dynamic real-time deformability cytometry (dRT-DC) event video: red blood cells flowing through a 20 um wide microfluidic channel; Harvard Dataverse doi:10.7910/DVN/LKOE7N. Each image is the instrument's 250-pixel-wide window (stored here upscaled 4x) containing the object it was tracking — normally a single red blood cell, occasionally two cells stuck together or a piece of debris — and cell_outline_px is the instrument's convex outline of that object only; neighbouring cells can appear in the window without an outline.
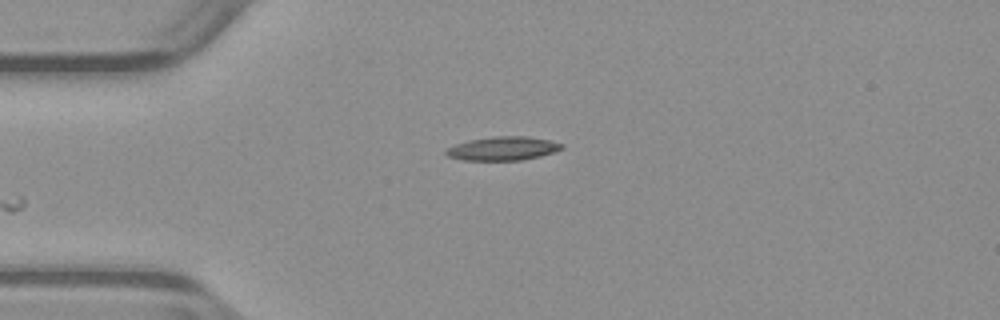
{"species": "common noctule bat (a hibernating species)", "species_latin": "Nyctalus noctula", "temperature_condition": "warm", "stored_images_in_passage": 28, "camera_frame_rate_fps": 3000, "um_per_image_px": 0.085, "animal": {"sex": "male", "body_mass_g": 23.1, "forearm_length_mm": 52.7}, "frame": {"image": 1, "passage_image": 1, "time_ms": 0.0, "image_size_px": [1000, 320], "cell_outline_px": [[564, 148], [540, 156], [520, 160], [464, 160], [448, 156], [444, 152], [448, 148], [456, 144], [468, 140], [492, 136], [528, 136], [548, 140], [564, 144]], "centroid_in_image_um": [42.74, 12.61], "position_along_channel_um": 42.3, "area_um2": 15.9}}
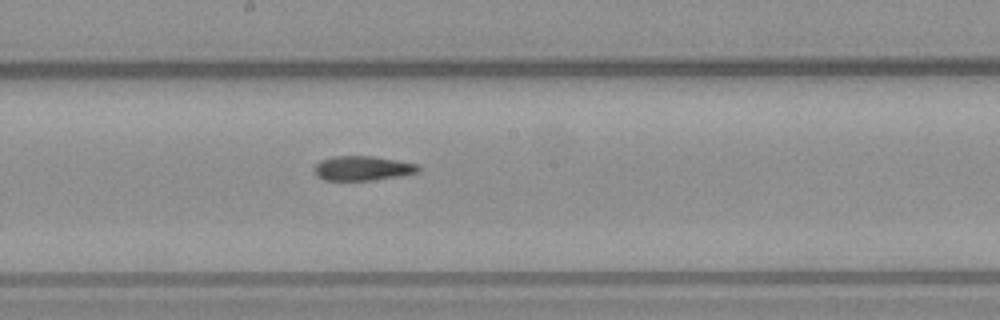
{"frame": {"image": 2, "passage_image": 16, "time_ms": 5.0, "image_size_px": [1000, 320], "cell_outline_px": [[420, 168], [416, 172], [400, 176], [372, 180], [324, 180], [316, 176], [316, 164], [320, 160], [336, 156], [372, 156], [420, 164]], "centroid_in_image_um": [30.83, 14.3], "position_along_channel_um": 217.4, "area_um2": 14.74}}
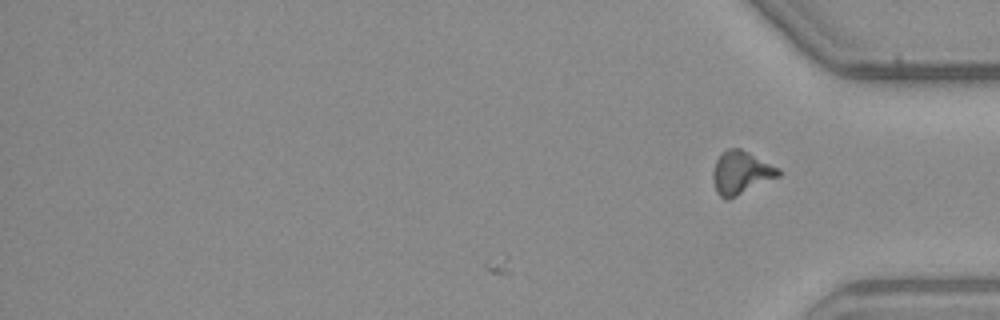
{"frame": {"image": 3, "passage_image": 28, "time_ms": 9.0, "image_size_px": [1000, 320], "cell_outline_px": [[780, 176], [728, 200], [720, 196], [716, 192], [712, 180], [712, 172], [716, 160], [728, 148], [740, 148], [780, 168]], "centroid_in_image_um": [62.98, 14.69], "position_along_channel_um": 372.2, "area_um2": 16.42}, "authors_computed_cell_mechanics": {"area_um2": 15.4037, "velocity_mm_per_s": 3.9426, "shape_relaxation_time_tau1_ms": null, "shape_relaxation_time_tau2_ms": 2.2975, "deformation_change_tau1": null, "deformation_change_tau2": 0.1166}}